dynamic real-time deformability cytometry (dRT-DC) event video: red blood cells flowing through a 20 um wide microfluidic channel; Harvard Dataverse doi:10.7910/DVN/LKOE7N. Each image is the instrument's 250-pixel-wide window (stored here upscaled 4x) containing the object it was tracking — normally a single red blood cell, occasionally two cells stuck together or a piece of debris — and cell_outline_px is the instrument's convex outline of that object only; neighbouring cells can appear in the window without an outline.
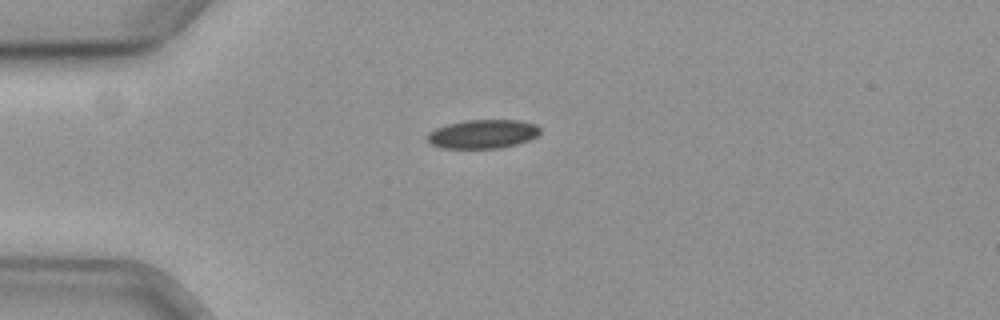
{"species": "common noctule bat (a hibernating species)", "species_latin": "Nyctalus noctula", "temperature_condition": "cold", "stored_images_in_passage": 44, "camera_frame_rate_fps": 3000, "um_per_image_px": 0.085, "animal": {"sex": "female", "body_mass_g": 19.3, "forearm_length_mm": 54.1}, "frame": {"image": 1, "passage_image": 1, "time_ms": 0.0, "image_size_px": [1000, 320], "cell_outline_px": [[540, 136], [516, 144], [500, 148], [440, 148], [432, 144], [428, 140], [428, 132], [436, 128], [448, 124], [464, 120], [520, 120], [536, 124], [540, 128]], "centroid_in_image_um": [41.07, 11.39], "position_along_channel_um": 43.9, "area_um2": 19.02}}
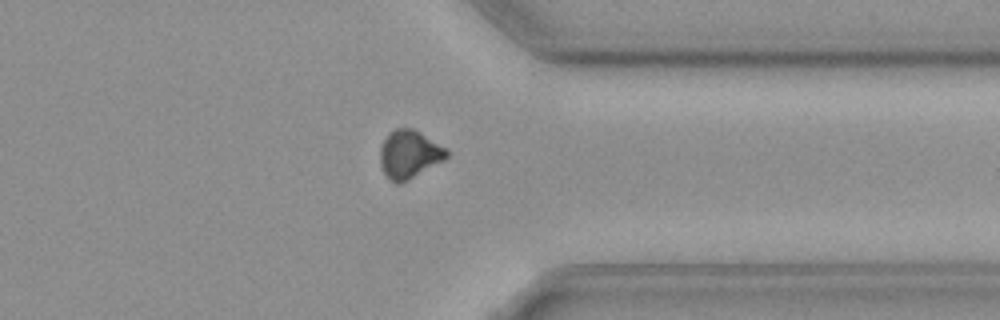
{"frame": {"image": 2, "passage_image": 31, "time_ms": 10.0, "image_size_px": [1000, 320], "cell_outline_px": [[448, 156], [444, 160], [408, 180], [400, 184], [396, 184], [384, 172], [380, 164], [380, 148], [388, 132], [396, 128], [412, 128], [420, 132], [448, 148]], "centroid_in_image_um": [34.8, 13.1], "position_along_channel_um": 376.6, "area_um2": 18.67}}
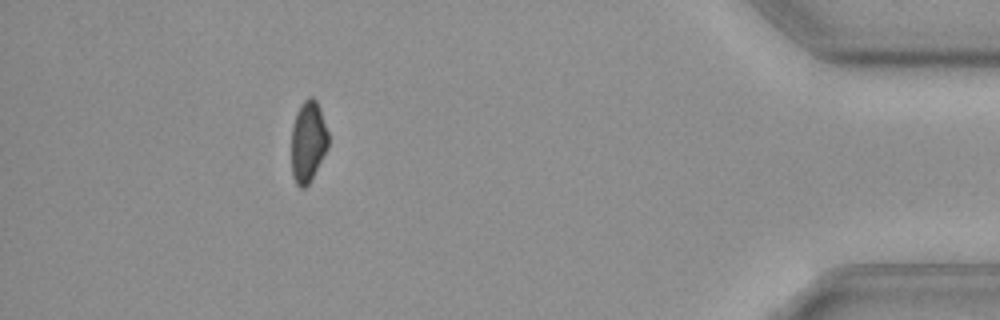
{"frame": {"image": 3, "passage_image": 38, "time_ms": 12.333, "image_size_px": [1000, 320], "cell_outline_px": [[328, 148], [308, 184], [304, 188], [300, 188], [296, 184], [292, 176], [292, 128], [296, 112], [300, 104], [308, 96], [312, 96], [316, 100], [320, 108], [328, 132]], "centroid_in_image_um": [26.18, 12.01], "position_along_channel_um": 409.0, "area_um2": 17.46}, "authors_computed_cell_mechanics": {"area_um2": 19.074, "velocity_mm_per_s": 3.6166, "shape_relaxation_time_tau1_ms": 2.5023, "shape_relaxation_time_tau2_ms": null, "deformation_change_tau1": 0.056, "deformation_change_tau2": null}}